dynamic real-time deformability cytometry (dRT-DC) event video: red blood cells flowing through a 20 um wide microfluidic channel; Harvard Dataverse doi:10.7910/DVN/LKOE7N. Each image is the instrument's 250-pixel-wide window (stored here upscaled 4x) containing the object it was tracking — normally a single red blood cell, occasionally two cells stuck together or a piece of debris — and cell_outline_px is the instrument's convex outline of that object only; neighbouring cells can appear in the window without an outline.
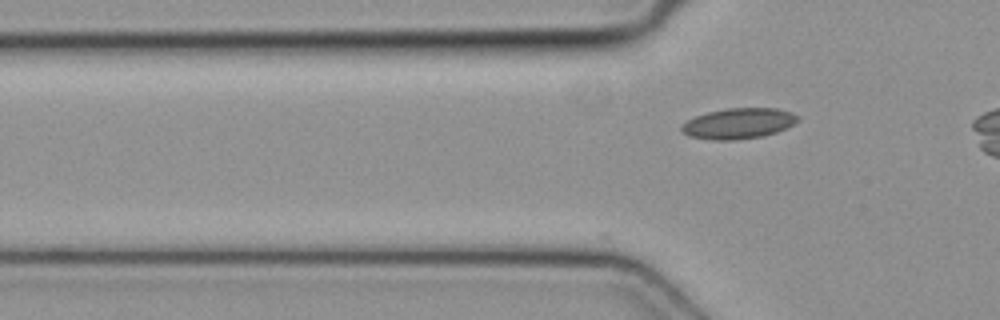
{"species": "common noctule bat (a hibernating species)", "species_latin": "Nyctalus noctula", "temperature_condition": "cold", "stored_images_in_passage": 5, "camera_frame_rate_fps": 3000, "um_per_image_px": 0.085, "animal": {"sex": "female", "body_mass_g": 19.3, "forearm_length_mm": 54.1}, "frame": {"image": 1, "passage_image": 5, "time_ms": 1.333, "image_size_px": [1000, 320], "cell_outline_px": [[796, 120], [792, 124], [776, 132], [764, 136], [732, 140], [712, 140], [688, 136], [680, 128], [688, 120], [696, 116], [708, 112], [728, 108], [776, 108], [792, 112], [796, 116]], "centroid_in_image_um": [62.74, 10.49], "position_along_channel_um": 63.1, "area_um2": 20.4}}